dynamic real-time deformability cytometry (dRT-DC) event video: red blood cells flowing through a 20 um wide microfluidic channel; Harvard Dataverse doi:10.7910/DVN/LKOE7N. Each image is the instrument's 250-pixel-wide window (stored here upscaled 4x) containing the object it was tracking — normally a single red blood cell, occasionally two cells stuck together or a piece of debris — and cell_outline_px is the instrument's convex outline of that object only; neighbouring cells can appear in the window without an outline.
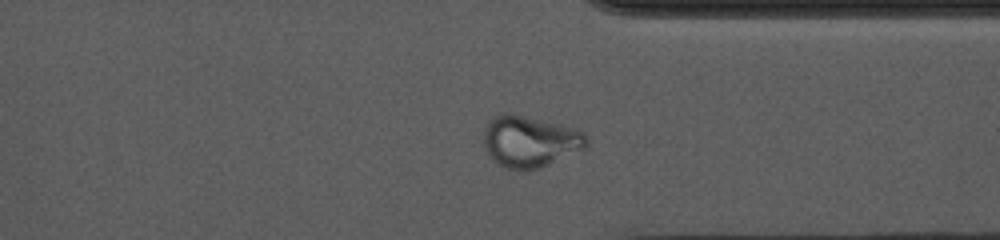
{"species": "common noctule bat (a hibernating species)", "species_latin": "Nyctalus noctula", "temperature_condition": "cold", "stored_images_in_passage": 53, "camera_frame_rate_fps": 3000, "um_per_image_px": 0.085, "animal": {"sex": "female", "body_mass_g": 10.0, "forearm_length_mm": 53.1}, "frame": {"image": 1, "passage_image": 40, "time_ms": 13.0, "image_size_px": [1000, 240], "cell_outline_px": [[588, 144], [584, 148], [540, 168], [504, 168], [488, 152], [484, 144], [484, 128], [496, 116], [520, 116], [556, 124], [572, 128], [584, 132], [588, 136]], "centroid_in_image_um": [45.09, 12.05], "position_along_channel_um": 366.3, "area_um2": 29.3}}
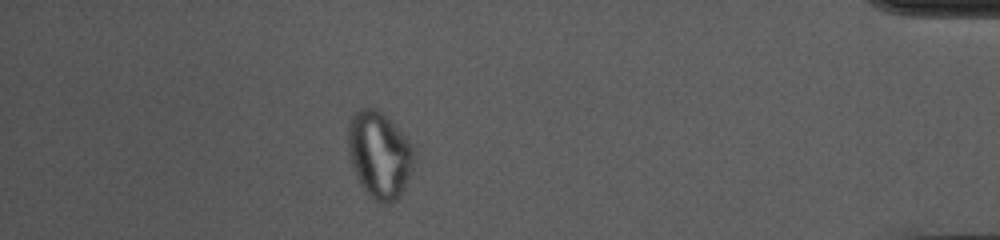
{"frame": {"image": 2, "passage_image": 47, "time_ms": 15.333, "image_size_px": [1000, 240], "cell_outline_px": [[416, 156], [412, 168], [404, 188], [400, 196], [392, 204], [384, 204], [368, 196], [356, 176], [348, 152], [348, 128], [352, 116], [364, 104], [376, 108], [408, 140], [416, 152]], "centroid_in_image_um": [32.24, 13.17], "position_along_channel_um": 403.0, "area_um2": 33.23}}